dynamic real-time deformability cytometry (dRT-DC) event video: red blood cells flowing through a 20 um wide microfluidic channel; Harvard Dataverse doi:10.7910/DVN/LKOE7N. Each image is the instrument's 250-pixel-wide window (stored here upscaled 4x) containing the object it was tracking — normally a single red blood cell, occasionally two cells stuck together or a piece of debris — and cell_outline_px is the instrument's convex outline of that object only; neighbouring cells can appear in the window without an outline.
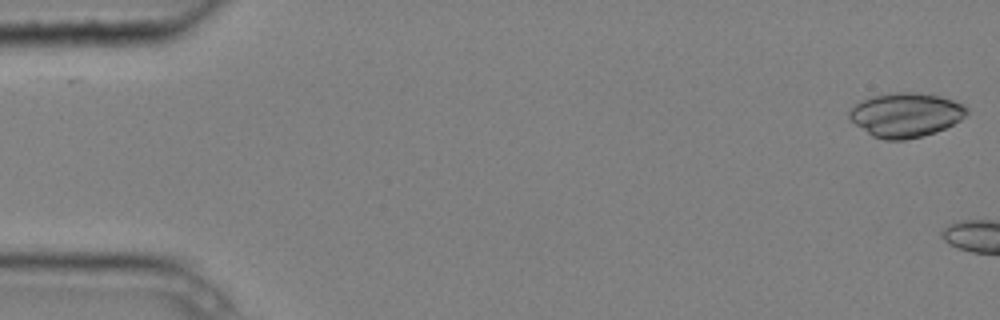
{"species": "common noctule bat (a hibernating species)", "species_latin": "Nyctalus noctula", "temperature_condition": "cold", "stored_images_in_passage": 2, "camera_frame_rate_fps": 3000, "um_per_image_px": 0.085, "animal": {"sex": "male", "body_mass_g": 20.4}, "frame": {"image": 1, "passage_image": 1, "time_ms": 0.0, "image_size_px": [1000, 320], "cell_outline_px": [[968, 112], [960, 120], [936, 132], [904, 140], [884, 140], [872, 136], [856, 124], [848, 116], [848, 112], [856, 104], [872, 96], [892, 92], [916, 92], [940, 96], [964, 104], [968, 108]], "centroid_in_image_um": [77.0, 9.76], "position_along_channel_um": 8.0, "area_um2": 30.11}}